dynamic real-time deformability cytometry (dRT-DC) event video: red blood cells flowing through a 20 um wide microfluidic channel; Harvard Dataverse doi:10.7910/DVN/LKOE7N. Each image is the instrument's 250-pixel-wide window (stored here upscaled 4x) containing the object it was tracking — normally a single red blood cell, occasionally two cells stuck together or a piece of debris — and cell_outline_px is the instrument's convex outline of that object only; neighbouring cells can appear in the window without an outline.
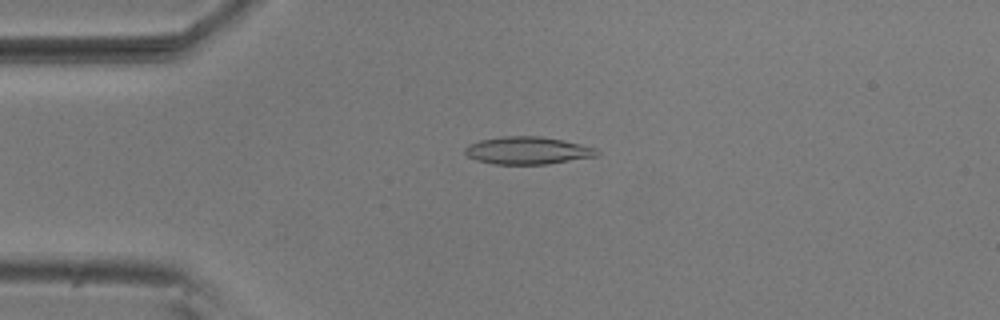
{"species": "common noctule bat (a hibernating species)", "species_latin": "Nyctalus noctula", "temperature_condition": "room temperature", "stored_images_in_passage": 55, "camera_frame_rate_fps": 3000, "um_per_image_px": 0.085, "animal": {"sex": "male", "body_mass_g": 20.5, "forearm_length_mm": 52.5}, "frame": {"image": 1, "passage_image": 13, "time_ms": 4.0, "image_size_px": [1000, 320], "cell_outline_px": [[600, 152], [596, 156], [548, 164], [492, 164], [476, 160], [468, 156], [464, 152], [464, 148], [468, 144], [480, 140], [500, 136], [540, 136], [564, 140], [596, 148]], "centroid_in_image_um": [44.82, 12.79], "position_along_channel_um": 40.2, "area_um2": 21.27}}
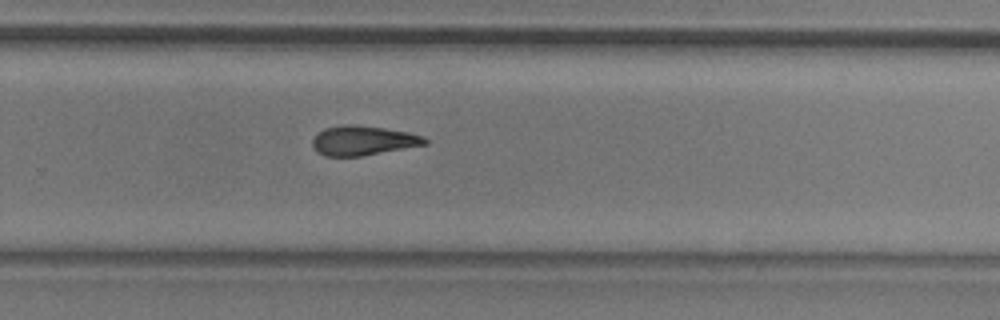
{"frame": {"image": 2, "passage_image": 36, "time_ms": 11.667, "image_size_px": [1000, 320], "cell_outline_px": [[428, 144], [360, 156], [324, 156], [316, 152], [312, 144], [312, 140], [324, 128], [344, 124], [352, 124], [384, 128], [408, 132], [424, 136], [428, 140]], "centroid_in_image_um": [30.86, 11.94], "position_along_channel_um": 298.9, "area_um2": 19.31}}
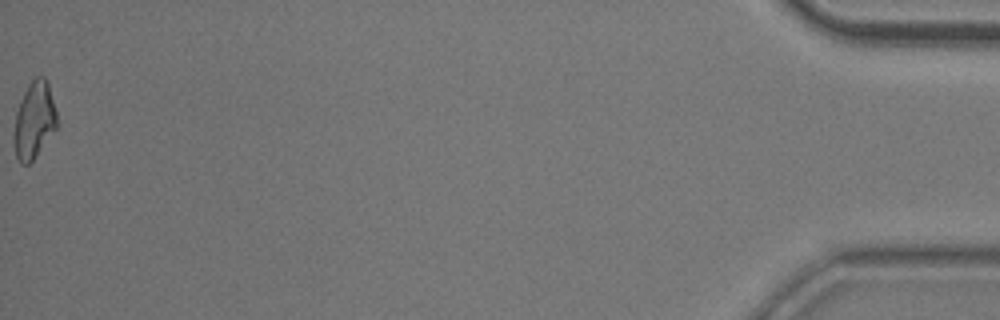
{"frame": {"image": 3, "passage_image": 55, "time_ms": 18.0, "image_size_px": [1000, 320], "cell_outline_px": [[56, 128], [32, 160], [28, 164], [24, 164], [16, 156], [12, 140], [12, 136], [16, 112], [20, 100], [28, 84], [36, 76], [44, 76], [48, 80], [56, 112]], "centroid_in_image_um": [2.88, 10.18], "position_along_channel_um": 432.3, "area_um2": 19.13}, "authors_computed_cell_mechanics": {"area_um2": 19.5942, "velocity_mm_per_s": 3.7132, "shape_relaxation_time_tau1_ms": 8.0145, "shape_relaxation_time_tau2_ms": 11.2269, "deformation_change_tau1": 0.2065, "deformation_change_tau2": 0.237}}